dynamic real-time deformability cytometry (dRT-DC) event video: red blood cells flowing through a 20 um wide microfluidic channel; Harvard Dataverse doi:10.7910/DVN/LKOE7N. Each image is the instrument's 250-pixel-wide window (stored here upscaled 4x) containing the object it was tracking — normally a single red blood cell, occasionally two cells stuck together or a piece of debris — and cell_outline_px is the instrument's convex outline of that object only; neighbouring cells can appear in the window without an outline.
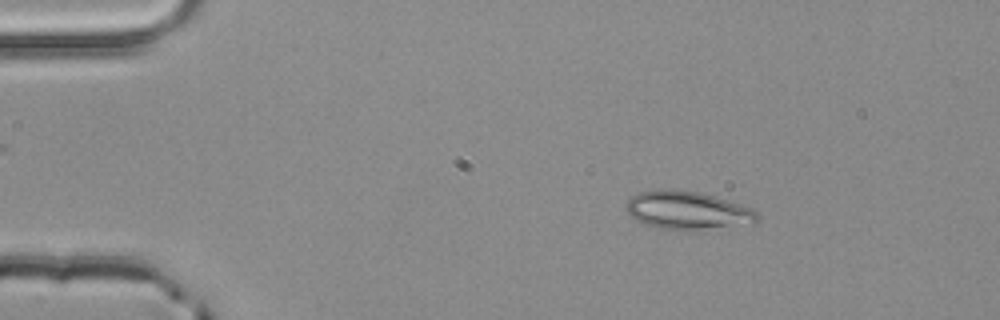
{"species": "common noctule bat (a hibernating species)", "species_latin": "Nyctalus noctula", "temperature_condition": "room temperature", "stored_images_in_passage": 48, "camera_frame_rate_fps": 3000, "um_per_image_px": 0.085, "animal": {"sex": "male", "body_mass_g": 20.4}, "frame": {"image": 1, "passage_image": 4, "time_ms": 1.0, "image_size_px": [1000, 320], "cell_outline_px": [[760, 220], [700, 232], [688, 232], [660, 228], [644, 224], [636, 220], [624, 208], [628, 200], [632, 196], [640, 192], [660, 188], [664, 188], [700, 192], [716, 196], [752, 208], [760, 216]], "centroid_in_image_um": [58.42, 17.9], "position_along_channel_um": 26.6, "area_um2": 29.77}}
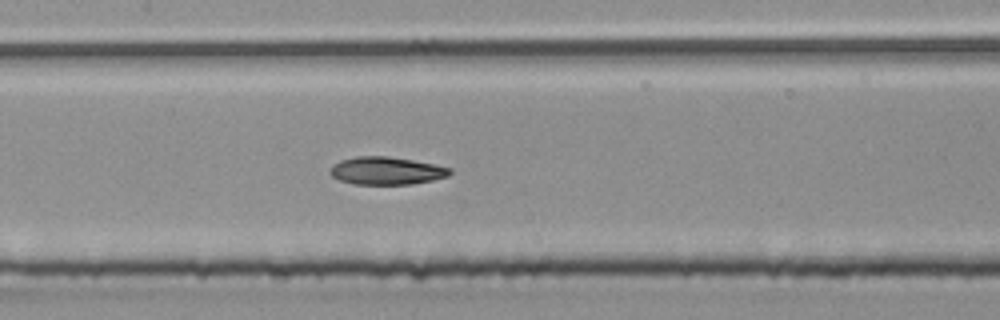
{"frame": {"image": 2, "passage_image": 21, "time_ms": 6.667, "image_size_px": [1000, 320], "cell_outline_px": [[452, 172], [448, 176], [432, 180], [412, 184], [352, 184], [340, 180], [332, 176], [328, 172], [328, 168], [332, 164], [340, 160], [356, 156], [388, 156], [412, 160], [452, 168]], "centroid_in_image_um": [32.79, 14.51], "position_along_channel_um": 174.6, "area_um2": 19.48}}
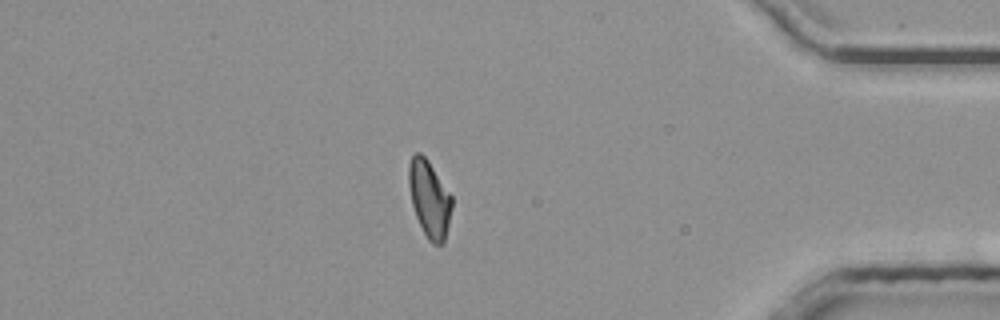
{"frame": {"image": 3, "passage_image": 41, "time_ms": 13.333, "image_size_px": [1000, 320], "cell_outline_px": [[452, 208], [444, 244], [432, 244], [428, 240], [416, 216], [412, 204], [408, 184], [408, 164], [412, 156], [416, 152], [420, 152], [428, 160], [452, 196]], "centroid_in_image_um": [36.49, 16.9], "position_along_channel_um": 398.7, "area_um2": 19.31}, "authors_computed_cell_mechanics": {"area_um2": 19.5653, "velocity_mm_per_s": 3.9295, "shape_relaxation_time_tau1_ms": 3.7951, "shape_relaxation_time_tau2_ms": 3.2374, "deformation_change_tau1": 0.1422, "deformation_change_tau2": 0.0906}}